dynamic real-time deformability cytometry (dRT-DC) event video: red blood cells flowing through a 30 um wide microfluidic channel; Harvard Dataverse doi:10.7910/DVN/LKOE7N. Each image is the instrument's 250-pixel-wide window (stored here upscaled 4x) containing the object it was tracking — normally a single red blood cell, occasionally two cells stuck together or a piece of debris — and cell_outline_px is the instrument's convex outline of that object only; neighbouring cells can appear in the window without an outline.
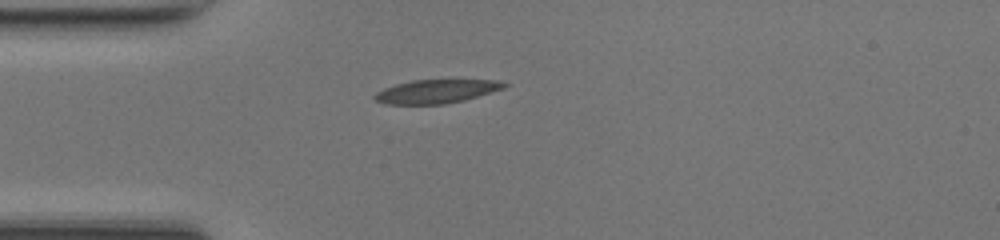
{"species": "common noctule bat (a hibernating species)", "species_latin": "Nyctalus noctula", "temperature_condition": "room temperature", "stored_images_in_passage": 37, "camera_frame_rate_fps": 3000, "um_per_image_px": 0.085, "animal": {"sex": "female", "body_mass_g": 17.0, "forearm_length_mm": 48.0}, "frame": {"image": 1, "passage_image": 1, "time_ms": 0.0, "image_size_px": [1000, 240], "cell_outline_px": [[508, 84], [504, 88], [464, 100], [444, 104], [384, 104], [376, 100], [372, 96], [376, 92], [384, 88], [396, 84], [412, 80], [500, 80]], "centroid_in_image_um": [37.06, 7.76], "position_along_channel_um": 47.9, "area_um2": 17.74}}
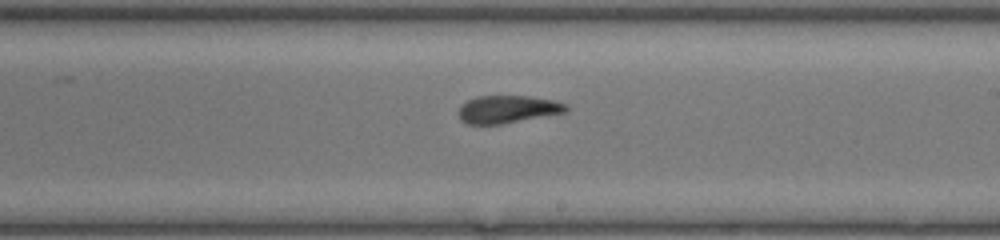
{"frame": {"image": 2, "passage_image": 16, "time_ms": 5.0, "image_size_px": [1000, 240], "cell_outline_px": [[568, 112], [500, 124], [468, 124], [460, 120], [460, 108], [468, 100], [476, 96], [528, 96], [552, 100], [568, 104]], "centroid_in_image_um": [43.19, 9.29], "position_along_channel_um": 245.8, "area_um2": 17.17}}
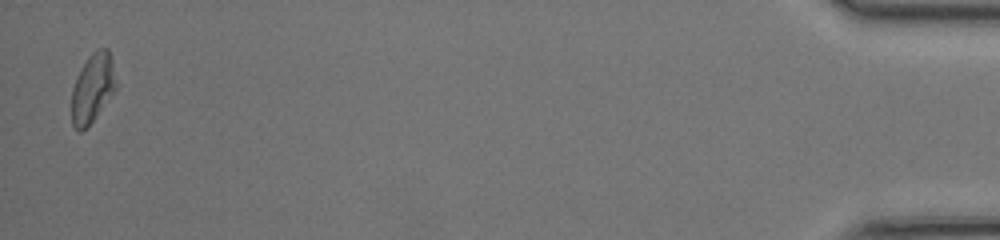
{"frame": {"image": 3, "passage_image": 36, "time_ms": 11.667, "image_size_px": [1000, 240], "cell_outline_px": [[116, 88], [92, 120], [80, 132], [72, 124], [72, 88], [88, 56], [96, 48], [108, 48], [112, 60], [116, 84]], "centroid_in_image_um": [7.87, 7.44], "position_along_channel_um": 427.3, "area_um2": 17.22}, "authors_computed_cell_mechanics": {"area_um2": 17.918, "velocity_mm_per_s": 4.2169, "shape_relaxation_time_tau1_ms": null, "shape_relaxation_time_tau2_ms": 1.8714, "deformation_change_tau1": null, "deformation_change_tau2": 0.0852}}